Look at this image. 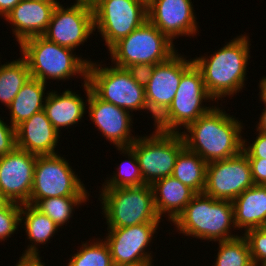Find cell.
Wrapping results in <instances>:
<instances>
[{
	"mask_svg": "<svg viewBox=\"0 0 266 266\" xmlns=\"http://www.w3.org/2000/svg\"><path fill=\"white\" fill-rule=\"evenodd\" d=\"M95 29L93 7L74 3L70 8L64 9L58 3L43 37L74 50L73 48L83 44Z\"/></svg>",
	"mask_w": 266,
	"mask_h": 266,
	"instance_id": "4fadbf2b",
	"label": "cell"
},
{
	"mask_svg": "<svg viewBox=\"0 0 266 266\" xmlns=\"http://www.w3.org/2000/svg\"><path fill=\"white\" fill-rule=\"evenodd\" d=\"M193 63V60H185L176 53L167 61L155 65L153 75L145 86L146 102L148 110L155 118L154 122L172 104L182 74Z\"/></svg>",
	"mask_w": 266,
	"mask_h": 266,
	"instance_id": "5bb4252c",
	"label": "cell"
},
{
	"mask_svg": "<svg viewBox=\"0 0 266 266\" xmlns=\"http://www.w3.org/2000/svg\"><path fill=\"white\" fill-rule=\"evenodd\" d=\"M206 168V161L184 147L176 158L172 176L196 193H203L206 185Z\"/></svg>",
	"mask_w": 266,
	"mask_h": 266,
	"instance_id": "d4e9b609",
	"label": "cell"
},
{
	"mask_svg": "<svg viewBox=\"0 0 266 266\" xmlns=\"http://www.w3.org/2000/svg\"><path fill=\"white\" fill-rule=\"evenodd\" d=\"M22 205L10 202L4 209L0 211V240L10 237L17 230L18 224L21 222Z\"/></svg>",
	"mask_w": 266,
	"mask_h": 266,
	"instance_id": "d6a6232c",
	"label": "cell"
},
{
	"mask_svg": "<svg viewBox=\"0 0 266 266\" xmlns=\"http://www.w3.org/2000/svg\"><path fill=\"white\" fill-rule=\"evenodd\" d=\"M47 94L43 110L58 133L61 127L73 125L83 117L85 104L77 94L70 90L61 95Z\"/></svg>",
	"mask_w": 266,
	"mask_h": 266,
	"instance_id": "603a6c76",
	"label": "cell"
},
{
	"mask_svg": "<svg viewBox=\"0 0 266 266\" xmlns=\"http://www.w3.org/2000/svg\"><path fill=\"white\" fill-rule=\"evenodd\" d=\"M255 185H266V159H248Z\"/></svg>",
	"mask_w": 266,
	"mask_h": 266,
	"instance_id": "8d00e7d4",
	"label": "cell"
},
{
	"mask_svg": "<svg viewBox=\"0 0 266 266\" xmlns=\"http://www.w3.org/2000/svg\"><path fill=\"white\" fill-rule=\"evenodd\" d=\"M84 87L88 97L89 116L98 129L118 148L129 147L137 138L130 137L131 116L129 111L100 99L90 88L87 80Z\"/></svg>",
	"mask_w": 266,
	"mask_h": 266,
	"instance_id": "e0dca14e",
	"label": "cell"
},
{
	"mask_svg": "<svg viewBox=\"0 0 266 266\" xmlns=\"http://www.w3.org/2000/svg\"><path fill=\"white\" fill-rule=\"evenodd\" d=\"M191 0H152L147 5L148 21L171 41L197 30Z\"/></svg>",
	"mask_w": 266,
	"mask_h": 266,
	"instance_id": "ac0fdd59",
	"label": "cell"
},
{
	"mask_svg": "<svg viewBox=\"0 0 266 266\" xmlns=\"http://www.w3.org/2000/svg\"><path fill=\"white\" fill-rule=\"evenodd\" d=\"M95 65L89 63L87 81L100 99L125 110H148L145 87L133 80L126 68Z\"/></svg>",
	"mask_w": 266,
	"mask_h": 266,
	"instance_id": "9c48e42d",
	"label": "cell"
},
{
	"mask_svg": "<svg viewBox=\"0 0 266 266\" xmlns=\"http://www.w3.org/2000/svg\"><path fill=\"white\" fill-rule=\"evenodd\" d=\"M24 208L21 209L22 214L25 215V230L30 241L34 243H45L52 237V234L59 228L46 214L41 213L31 204H22ZM26 209V210H25ZM25 210V211H24Z\"/></svg>",
	"mask_w": 266,
	"mask_h": 266,
	"instance_id": "4316f807",
	"label": "cell"
},
{
	"mask_svg": "<svg viewBox=\"0 0 266 266\" xmlns=\"http://www.w3.org/2000/svg\"><path fill=\"white\" fill-rule=\"evenodd\" d=\"M31 77L44 83L46 79H67L81 74L87 80L89 61L72 55V49L60 46L43 36H35L20 44Z\"/></svg>",
	"mask_w": 266,
	"mask_h": 266,
	"instance_id": "277c9868",
	"label": "cell"
},
{
	"mask_svg": "<svg viewBox=\"0 0 266 266\" xmlns=\"http://www.w3.org/2000/svg\"><path fill=\"white\" fill-rule=\"evenodd\" d=\"M151 186L157 214L161 218L163 213L168 212L169 219L172 222L176 220L186 205L197 194L193 189L172 175L155 181ZM158 194L161 195L159 196Z\"/></svg>",
	"mask_w": 266,
	"mask_h": 266,
	"instance_id": "44dd1931",
	"label": "cell"
},
{
	"mask_svg": "<svg viewBox=\"0 0 266 266\" xmlns=\"http://www.w3.org/2000/svg\"><path fill=\"white\" fill-rule=\"evenodd\" d=\"M155 65L156 64L139 63L129 65L126 69L133 80H135L139 85L145 87L153 75Z\"/></svg>",
	"mask_w": 266,
	"mask_h": 266,
	"instance_id": "e575fe53",
	"label": "cell"
},
{
	"mask_svg": "<svg viewBox=\"0 0 266 266\" xmlns=\"http://www.w3.org/2000/svg\"><path fill=\"white\" fill-rule=\"evenodd\" d=\"M254 185L247 155H238L207 163L204 194L219 200L233 201Z\"/></svg>",
	"mask_w": 266,
	"mask_h": 266,
	"instance_id": "7c38bea8",
	"label": "cell"
},
{
	"mask_svg": "<svg viewBox=\"0 0 266 266\" xmlns=\"http://www.w3.org/2000/svg\"><path fill=\"white\" fill-rule=\"evenodd\" d=\"M243 235L248 241L254 266L260 261L263 265L266 262V227L248 229Z\"/></svg>",
	"mask_w": 266,
	"mask_h": 266,
	"instance_id": "1f68e13d",
	"label": "cell"
},
{
	"mask_svg": "<svg viewBox=\"0 0 266 266\" xmlns=\"http://www.w3.org/2000/svg\"><path fill=\"white\" fill-rule=\"evenodd\" d=\"M248 57V38L242 35L231 40L210 59L199 57L193 62L202 73L206 90L216 100L242 89Z\"/></svg>",
	"mask_w": 266,
	"mask_h": 266,
	"instance_id": "7a4b0ae2",
	"label": "cell"
},
{
	"mask_svg": "<svg viewBox=\"0 0 266 266\" xmlns=\"http://www.w3.org/2000/svg\"><path fill=\"white\" fill-rule=\"evenodd\" d=\"M202 99H214L206 90L200 69L193 63L181 77L169 108L156 120V129L176 133L177 127L195 122L212 108L203 107Z\"/></svg>",
	"mask_w": 266,
	"mask_h": 266,
	"instance_id": "8992f818",
	"label": "cell"
},
{
	"mask_svg": "<svg viewBox=\"0 0 266 266\" xmlns=\"http://www.w3.org/2000/svg\"><path fill=\"white\" fill-rule=\"evenodd\" d=\"M141 1H143L144 3L148 5L152 0H141Z\"/></svg>",
	"mask_w": 266,
	"mask_h": 266,
	"instance_id": "ee69618b",
	"label": "cell"
},
{
	"mask_svg": "<svg viewBox=\"0 0 266 266\" xmlns=\"http://www.w3.org/2000/svg\"><path fill=\"white\" fill-rule=\"evenodd\" d=\"M63 196H87V191L63 157L38 155L29 204Z\"/></svg>",
	"mask_w": 266,
	"mask_h": 266,
	"instance_id": "30bf717a",
	"label": "cell"
},
{
	"mask_svg": "<svg viewBox=\"0 0 266 266\" xmlns=\"http://www.w3.org/2000/svg\"><path fill=\"white\" fill-rule=\"evenodd\" d=\"M59 133L44 110L33 114L16 127V148L35 155L57 154Z\"/></svg>",
	"mask_w": 266,
	"mask_h": 266,
	"instance_id": "ffe728a7",
	"label": "cell"
},
{
	"mask_svg": "<svg viewBox=\"0 0 266 266\" xmlns=\"http://www.w3.org/2000/svg\"><path fill=\"white\" fill-rule=\"evenodd\" d=\"M100 195L108 229L159 223L152 186L103 188Z\"/></svg>",
	"mask_w": 266,
	"mask_h": 266,
	"instance_id": "5b68a950",
	"label": "cell"
},
{
	"mask_svg": "<svg viewBox=\"0 0 266 266\" xmlns=\"http://www.w3.org/2000/svg\"><path fill=\"white\" fill-rule=\"evenodd\" d=\"M21 0H0V15L4 18Z\"/></svg>",
	"mask_w": 266,
	"mask_h": 266,
	"instance_id": "f35d334b",
	"label": "cell"
},
{
	"mask_svg": "<svg viewBox=\"0 0 266 266\" xmlns=\"http://www.w3.org/2000/svg\"><path fill=\"white\" fill-rule=\"evenodd\" d=\"M155 131L129 146L136 154L144 183L149 185L172 175L176 158L185 147L181 133Z\"/></svg>",
	"mask_w": 266,
	"mask_h": 266,
	"instance_id": "ba28073f",
	"label": "cell"
},
{
	"mask_svg": "<svg viewBox=\"0 0 266 266\" xmlns=\"http://www.w3.org/2000/svg\"><path fill=\"white\" fill-rule=\"evenodd\" d=\"M10 201L0 192V211L4 209Z\"/></svg>",
	"mask_w": 266,
	"mask_h": 266,
	"instance_id": "b9f144b4",
	"label": "cell"
},
{
	"mask_svg": "<svg viewBox=\"0 0 266 266\" xmlns=\"http://www.w3.org/2000/svg\"><path fill=\"white\" fill-rule=\"evenodd\" d=\"M45 83L30 77L22 86L11 104L8 106L11 112V125L16 128L23 121L29 119L33 114L43 110V95ZM43 103V104H42Z\"/></svg>",
	"mask_w": 266,
	"mask_h": 266,
	"instance_id": "cb8c5ba5",
	"label": "cell"
},
{
	"mask_svg": "<svg viewBox=\"0 0 266 266\" xmlns=\"http://www.w3.org/2000/svg\"><path fill=\"white\" fill-rule=\"evenodd\" d=\"M122 152H126L128 156L132 159L125 161L120 165L118 175L115 174L110 180H107L104 188H118V187H131V186H142L145 185L143 177L140 171L139 163L136 154L130 147L118 148ZM127 163L129 166H126Z\"/></svg>",
	"mask_w": 266,
	"mask_h": 266,
	"instance_id": "4dcf8cb0",
	"label": "cell"
},
{
	"mask_svg": "<svg viewBox=\"0 0 266 266\" xmlns=\"http://www.w3.org/2000/svg\"><path fill=\"white\" fill-rule=\"evenodd\" d=\"M263 113L260 116V122H259V126L257 127V131L259 130V132L266 134V107L263 109Z\"/></svg>",
	"mask_w": 266,
	"mask_h": 266,
	"instance_id": "ab89813d",
	"label": "cell"
},
{
	"mask_svg": "<svg viewBox=\"0 0 266 266\" xmlns=\"http://www.w3.org/2000/svg\"><path fill=\"white\" fill-rule=\"evenodd\" d=\"M31 77L24 58L0 66V100L7 107Z\"/></svg>",
	"mask_w": 266,
	"mask_h": 266,
	"instance_id": "484cf974",
	"label": "cell"
},
{
	"mask_svg": "<svg viewBox=\"0 0 266 266\" xmlns=\"http://www.w3.org/2000/svg\"><path fill=\"white\" fill-rule=\"evenodd\" d=\"M87 196H63L38 200L33 206L46 214L58 227L71 217L73 206L86 201Z\"/></svg>",
	"mask_w": 266,
	"mask_h": 266,
	"instance_id": "83f0119b",
	"label": "cell"
},
{
	"mask_svg": "<svg viewBox=\"0 0 266 266\" xmlns=\"http://www.w3.org/2000/svg\"><path fill=\"white\" fill-rule=\"evenodd\" d=\"M173 42L148 20L110 49L116 67L139 63L160 64L176 54Z\"/></svg>",
	"mask_w": 266,
	"mask_h": 266,
	"instance_id": "52a82bcc",
	"label": "cell"
},
{
	"mask_svg": "<svg viewBox=\"0 0 266 266\" xmlns=\"http://www.w3.org/2000/svg\"><path fill=\"white\" fill-rule=\"evenodd\" d=\"M234 227H266V185H253L233 201Z\"/></svg>",
	"mask_w": 266,
	"mask_h": 266,
	"instance_id": "7402d4cb",
	"label": "cell"
},
{
	"mask_svg": "<svg viewBox=\"0 0 266 266\" xmlns=\"http://www.w3.org/2000/svg\"><path fill=\"white\" fill-rule=\"evenodd\" d=\"M82 250L74 254L68 266H114L110 248L106 241L83 244Z\"/></svg>",
	"mask_w": 266,
	"mask_h": 266,
	"instance_id": "f546056e",
	"label": "cell"
},
{
	"mask_svg": "<svg viewBox=\"0 0 266 266\" xmlns=\"http://www.w3.org/2000/svg\"><path fill=\"white\" fill-rule=\"evenodd\" d=\"M37 156L15 148L0 157V192L10 202L29 204Z\"/></svg>",
	"mask_w": 266,
	"mask_h": 266,
	"instance_id": "2e32d148",
	"label": "cell"
},
{
	"mask_svg": "<svg viewBox=\"0 0 266 266\" xmlns=\"http://www.w3.org/2000/svg\"><path fill=\"white\" fill-rule=\"evenodd\" d=\"M186 236L214 241H227L239 236L229 235L234 226L232 201L214 199L204 193H197L173 222Z\"/></svg>",
	"mask_w": 266,
	"mask_h": 266,
	"instance_id": "3957f363",
	"label": "cell"
},
{
	"mask_svg": "<svg viewBox=\"0 0 266 266\" xmlns=\"http://www.w3.org/2000/svg\"><path fill=\"white\" fill-rule=\"evenodd\" d=\"M16 148V128L8 126L0 119V157Z\"/></svg>",
	"mask_w": 266,
	"mask_h": 266,
	"instance_id": "836d02e7",
	"label": "cell"
},
{
	"mask_svg": "<svg viewBox=\"0 0 266 266\" xmlns=\"http://www.w3.org/2000/svg\"><path fill=\"white\" fill-rule=\"evenodd\" d=\"M76 4H84L93 7L99 0H76Z\"/></svg>",
	"mask_w": 266,
	"mask_h": 266,
	"instance_id": "7bdbcfd3",
	"label": "cell"
},
{
	"mask_svg": "<svg viewBox=\"0 0 266 266\" xmlns=\"http://www.w3.org/2000/svg\"><path fill=\"white\" fill-rule=\"evenodd\" d=\"M243 152L248 159H266V134L259 132L252 145L247 148L243 145Z\"/></svg>",
	"mask_w": 266,
	"mask_h": 266,
	"instance_id": "d590c367",
	"label": "cell"
},
{
	"mask_svg": "<svg viewBox=\"0 0 266 266\" xmlns=\"http://www.w3.org/2000/svg\"><path fill=\"white\" fill-rule=\"evenodd\" d=\"M219 248L215 266H254L245 237L219 241Z\"/></svg>",
	"mask_w": 266,
	"mask_h": 266,
	"instance_id": "f1b7e54d",
	"label": "cell"
},
{
	"mask_svg": "<svg viewBox=\"0 0 266 266\" xmlns=\"http://www.w3.org/2000/svg\"><path fill=\"white\" fill-rule=\"evenodd\" d=\"M241 123L219 108H212L181 134L185 147L197 153L207 163L234 157L243 151ZM187 134V135H186Z\"/></svg>",
	"mask_w": 266,
	"mask_h": 266,
	"instance_id": "6da1fadb",
	"label": "cell"
},
{
	"mask_svg": "<svg viewBox=\"0 0 266 266\" xmlns=\"http://www.w3.org/2000/svg\"><path fill=\"white\" fill-rule=\"evenodd\" d=\"M93 13L94 27L108 49L148 20L147 4L141 0H99Z\"/></svg>",
	"mask_w": 266,
	"mask_h": 266,
	"instance_id": "8fae6325",
	"label": "cell"
},
{
	"mask_svg": "<svg viewBox=\"0 0 266 266\" xmlns=\"http://www.w3.org/2000/svg\"><path fill=\"white\" fill-rule=\"evenodd\" d=\"M158 225L159 223H143L110 229L106 243L110 248L114 265H151L152 258L144 249L151 242Z\"/></svg>",
	"mask_w": 266,
	"mask_h": 266,
	"instance_id": "9a60e30c",
	"label": "cell"
},
{
	"mask_svg": "<svg viewBox=\"0 0 266 266\" xmlns=\"http://www.w3.org/2000/svg\"><path fill=\"white\" fill-rule=\"evenodd\" d=\"M36 245H31L26 252L21 256L16 266H45L41 263Z\"/></svg>",
	"mask_w": 266,
	"mask_h": 266,
	"instance_id": "74e56055",
	"label": "cell"
},
{
	"mask_svg": "<svg viewBox=\"0 0 266 266\" xmlns=\"http://www.w3.org/2000/svg\"><path fill=\"white\" fill-rule=\"evenodd\" d=\"M59 2L56 0H21L5 17L15 27L19 45L32 37L43 36Z\"/></svg>",
	"mask_w": 266,
	"mask_h": 266,
	"instance_id": "d6986e66",
	"label": "cell"
},
{
	"mask_svg": "<svg viewBox=\"0 0 266 266\" xmlns=\"http://www.w3.org/2000/svg\"><path fill=\"white\" fill-rule=\"evenodd\" d=\"M261 99L266 104V77L260 81ZM266 106V105H265Z\"/></svg>",
	"mask_w": 266,
	"mask_h": 266,
	"instance_id": "60d3db41",
	"label": "cell"
},
{
	"mask_svg": "<svg viewBox=\"0 0 266 266\" xmlns=\"http://www.w3.org/2000/svg\"><path fill=\"white\" fill-rule=\"evenodd\" d=\"M117 266V265H114ZM127 266H152V265H127Z\"/></svg>",
	"mask_w": 266,
	"mask_h": 266,
	"instance_id": "f6af8a7d",
	"label": "cell"
}]
</instances>
